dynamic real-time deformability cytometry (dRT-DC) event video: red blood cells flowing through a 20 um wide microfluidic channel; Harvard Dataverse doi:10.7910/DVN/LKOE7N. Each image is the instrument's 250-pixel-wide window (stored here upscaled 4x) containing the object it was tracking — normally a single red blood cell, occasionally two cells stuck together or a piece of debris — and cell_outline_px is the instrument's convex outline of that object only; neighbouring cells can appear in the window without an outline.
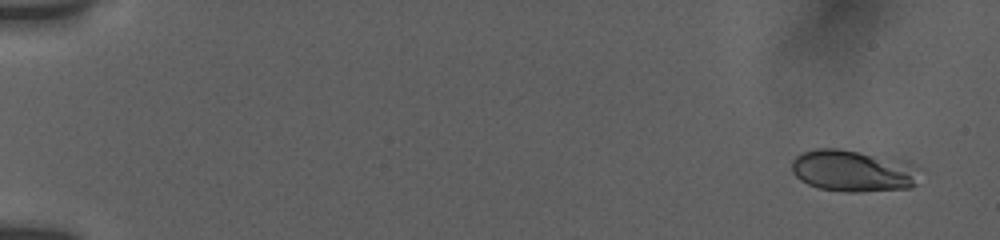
{"species": "human", "species_latin": "Homo sapiens", "temperature_condition": "room temperature", "stored_images_in_passage": 17, "camera_frame_rate_fps": 3000, "um_per_image_px": 0.085, "donor": {"sex": "female"}, "frame": {"image": 1, "passage_image": 1, "time_ms": 0.0, "image_size_px": [1000, 240], "cell_outline_px": [[916, 184], [912, 188], [860, 192], [844, 192], [820, 188], [808, 184], [800, 180], [792, 172], [792, 160], [796, 156], [804, 152], [816, 148], [836, 148], [908, 160], [912, 164]], "centroid_in_image_um": [72.47, 14.52], "position_along_channel_um": 12.5, "area_um2": 31.04}}
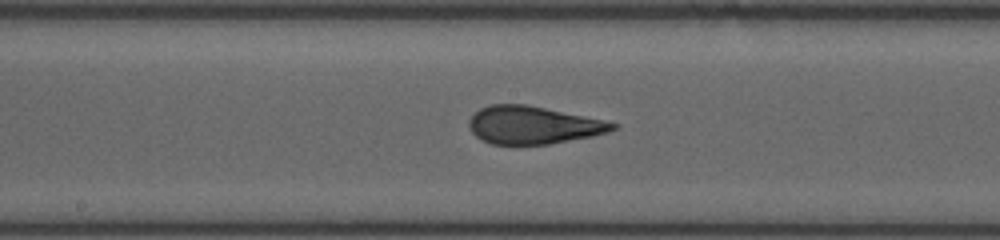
{"frame": {"image": 2, "passage_image": 10, "time_ms": 9.333, "image_size_px": [1000, 240], "cell_outline_px": [[616, 128], [608, 132], [592, 136], [548, 144], [492, 144], [480, 140], [468, 128], [468, 120], [480, 108], [492, 104], [528, 104], [600, 120], [616, 124]], "centroid_in_image_um": [45.23, 10.63], "position_along_channel_um": 203.0, "area_um2": 31.21}}
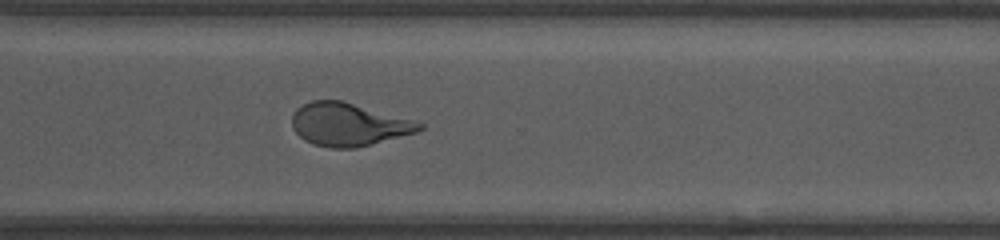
{"frame": {"image": 3, "passage_image": 17, "time_ms": 13.0, "image_size_px": [1000, 240], "cell_outline_px": [[424, 128], [416, 132], [356, 148], [332, 148], [312, 144], [304, 140], [292, 128], [292, 112], [296, 108], [312, 100], [340, 100], [412, 120], [424, 124]], "centroid_in_image_um": [29.57, 10.58], "position_along_channel_um": 341.0, "area_um2": 31.56}}